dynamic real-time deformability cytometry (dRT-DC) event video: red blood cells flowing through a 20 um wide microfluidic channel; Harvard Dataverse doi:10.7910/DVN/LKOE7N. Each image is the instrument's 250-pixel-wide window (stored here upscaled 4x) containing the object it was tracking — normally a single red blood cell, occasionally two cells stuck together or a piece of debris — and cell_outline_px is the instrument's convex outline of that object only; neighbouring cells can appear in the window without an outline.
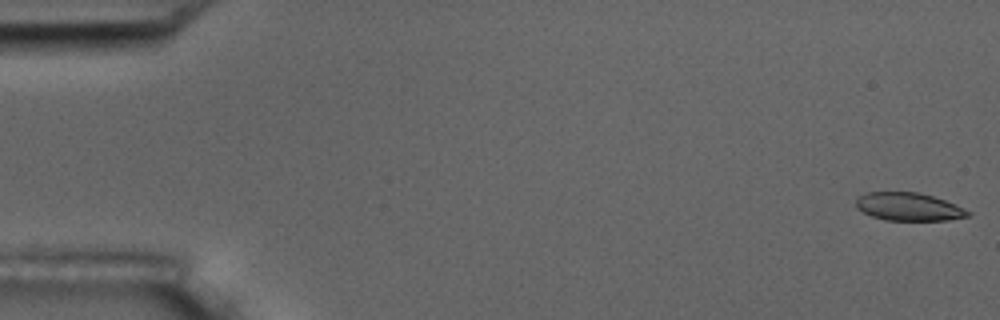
{"species": "common noctule bat (a hibernating species)", "species_latin": "Nyctalus noctula", "temperature_condition": "room temperature", "stored_images_in_passage": 5, "camera_frame_rate_fps": 3000, "um_per_image_px": 0.085, "animal": {"sex": "male", "body_mass_g": 17.5, "forearm_length_mm": 52.3}, "frame": {"image": 1, "passage_image": 1, "time_ms": 0.0, "image_size_px": [1000, 320], "cell_outline_px": [[972, 212], [968, 216], [948, 220], [884, 220], [872, 216], [856, 208], [856, 200], [864, 192], [920, 192], [944, 200], [964, 208]], "centroid_in_image_um": [77.23, 17.57], "position_along_channel_um": 7.8, "area_um2": 18.21}}